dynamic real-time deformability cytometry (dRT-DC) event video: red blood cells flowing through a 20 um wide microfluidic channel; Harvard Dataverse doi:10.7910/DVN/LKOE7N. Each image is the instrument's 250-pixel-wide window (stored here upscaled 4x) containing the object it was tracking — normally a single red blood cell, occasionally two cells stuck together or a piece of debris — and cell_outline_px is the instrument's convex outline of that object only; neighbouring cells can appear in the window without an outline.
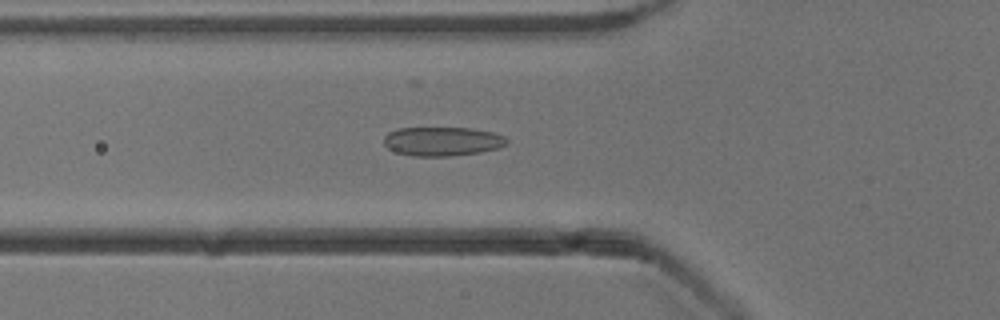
{"species": "common noctule bat (a hibernating species)", "species_latin": "Nyctalus noctula", "temperature_condition": "cold", "stored_images_in_passage": 49, "camera_frame_rate_fps": 3000, "um_per_image_px": 0.085, "animal": {"sex": "male", "body_mass_g": 13.3}, "frame": {"image": 1, "passage_image": 15, "time_ms": 4.667, "image_size_px": [1000, 320], "cell_outline_px": [[508, 144], [500, 148], [480, 152], [448, 156], [412, 156], [396, 152], [388, 148], [384, 144], [384, 136], [388, 132], [396, 128], [472, 128], [492, 132], [504, 136], [508, 140]], "centroid_in_image_um": [37.6, 12.01], "position_along_channel_um": 88.2, "area_um2": 20.92}}
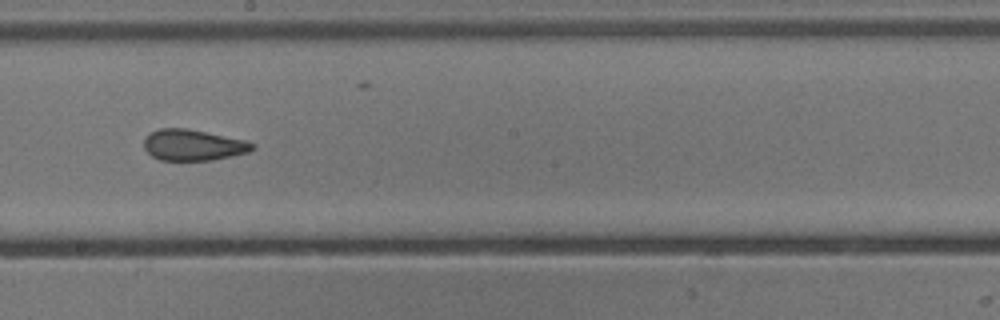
{"frame": {"image": 2, "passage_image": 26, "time_ms": 8.333, "image_size_px": [1000, 320], "cell_outline_px": [[256, 148], [248, 152], [212, 160], [160, 160], [152, 156], [144, 148], [144, 140], [152, 132], [160, 128], [188, 128], [244, 140], [256, 144]], "centroid_in_image_um": [16.43, 12.33], "position_along_channel_um": 231.8, "area_um2": 19.48}}
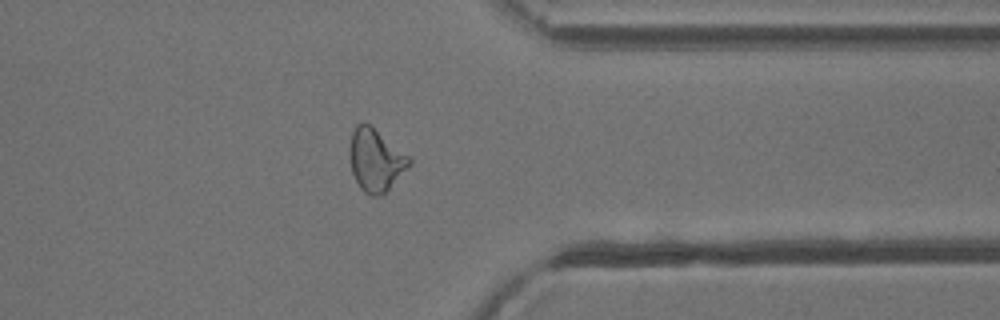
{"frame": {"image": 3, "passage_image": 38, "time_ms": 12.333, "image_size_px": [1000, 320], "cell_outline_px": [[412, 164], [380, 196], [368, 196], [360, 188], [352, 172], [348, 152], [352, 132], [356, 124], [368, 124], [408, 156], [412, 160]], "centroid_in_image_um": [31.9, 13.63], "position_along_channel_um": 379.5, "area_um2": 21.21}, "authors_computed_cell_mechanics": {"area_um2": 21.1548, "velocity_mm_per_s": 3.8957, "shape_relaxation_time_tau1_ms": null, "shape_relaxation_time_tau2_ms": 2.0331, "deformation_change_tau1": null, "deformation_change_tau2": 0.0871}}